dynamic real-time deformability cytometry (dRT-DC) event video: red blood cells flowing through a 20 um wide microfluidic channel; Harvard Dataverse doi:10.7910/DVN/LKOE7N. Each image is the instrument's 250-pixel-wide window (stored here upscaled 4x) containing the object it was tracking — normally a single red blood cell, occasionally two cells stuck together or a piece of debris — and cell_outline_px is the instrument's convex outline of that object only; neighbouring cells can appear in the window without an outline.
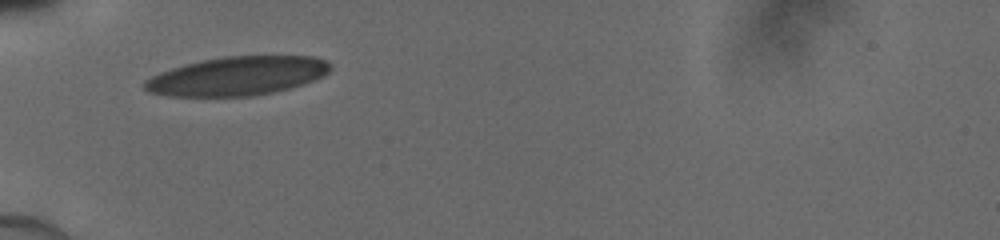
{"species": "human", "species_latin": "Homo sapiens", "temperature_condition": "cold", "stored_images_in_passage": 26, "camera_frame_rate_fps": 3000, "um_per_image_px": 0.085, "donor": {"sex": "male"}, "frame": {"image": 1, "passage_image": 1, "time_ms": 0.0, "image_size_px": [1000, 240], "cell_outline_px": [[332, 68], [328, 72], [312, 80], [288, 88], [272, 92], [252, 96], [168, 96], [148, 92], [144, 88], [144, 80], [160, 72], [184, 64], [224, 56], [312, 56], [324, 60], [332, 64]], "centroid_in_image_um": [20.13, 6.46], "position_along_channel_um": 64.9, "area_um2": 41.67}}
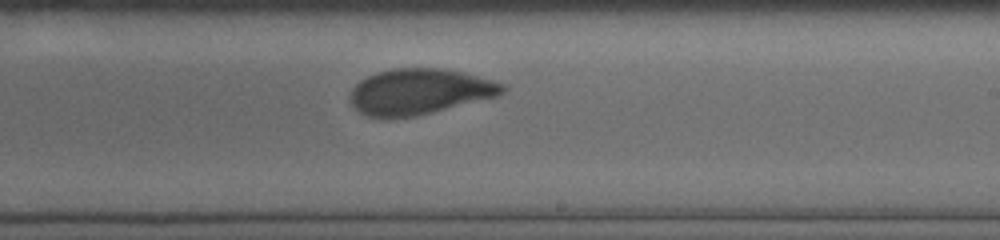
{"frame": {"image": 2, "passage_image": 15, "time_ms": 4.667, "image_size_px": [1000, 240], "cell_outline_px": [[508, 88], [500, 96], [416, 116], [388, 120], [368, 116], [360, 112], [352, 104], [348, 96], [352, 88], [360, 80], [376, 72], [392, 68], [444, 68], [464, 72], [492, 80], [504, 84]], "centroid_in_image_um": [35.66, 7.8], "position_along_channel_um": 253.3, "area_um2": 41.27}}
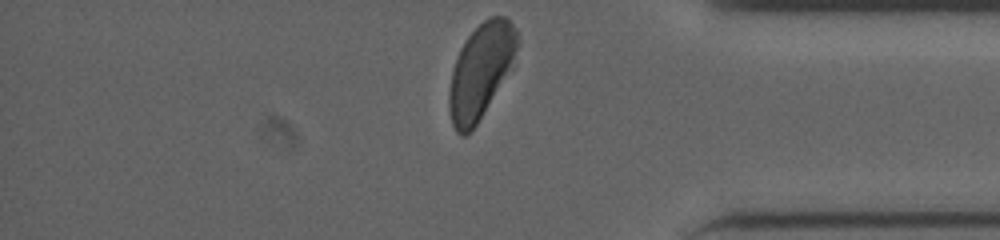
{"frame": {"image": 3, "passage_image": 26, "time_ms": 8.333, "image_size_px": [1000, 240], "cell_outline_px": [[520, 40], [504, 72], [476, 124], [464, 136], [460, 136], [456, 132], [452, 124], [448, 108], [448, 92], [452, 68], [460, 48], [468, 36], [484, 20], [492, 16], [504, 16], [512, 24]], "centroid_in_image_um": [40.76, 6.01], "position_along_channel_um": 394.4, "area_um2": 35.66}}